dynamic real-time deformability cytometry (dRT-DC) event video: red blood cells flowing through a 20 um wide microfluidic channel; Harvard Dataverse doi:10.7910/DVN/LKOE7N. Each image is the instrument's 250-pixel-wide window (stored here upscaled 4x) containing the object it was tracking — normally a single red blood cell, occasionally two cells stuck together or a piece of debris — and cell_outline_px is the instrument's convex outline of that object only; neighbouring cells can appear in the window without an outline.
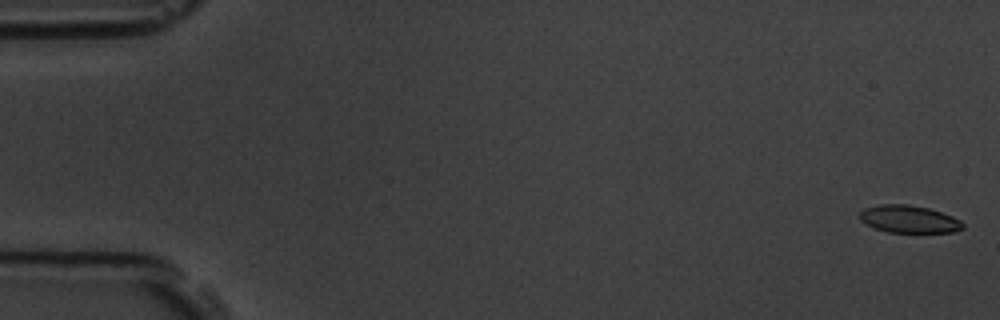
{"species": "common noctule bat (a hibernating species)", "species_latin": "Nyctalus noctula", "temperature_condition": "room temperature", "stored_images_in_passage": 4, "camera_frame_rate_fps": 3000, "um_per_image_px": 0.085, "animal": {"sex": "male", "body_mass_g": 19.5, "forearm_length_mm": 54.6}, "frame": {"image": 1, "passage_image": 1, "time_ms": 0.0, "image_size_px": [1000, 320], "cell_outline_px": [[964, 228], [952, 232], [888, 232], [872, 228], [860, 220], [860, 212], [864, 208], [880, 204], [908, 204], [928, 208], [952, 216], [960, 220], [964, 224]], "centroid_in_image_um": [77.24, 18.62], "position_along_channel_um": 7.8, "area_um2": 16.53}}